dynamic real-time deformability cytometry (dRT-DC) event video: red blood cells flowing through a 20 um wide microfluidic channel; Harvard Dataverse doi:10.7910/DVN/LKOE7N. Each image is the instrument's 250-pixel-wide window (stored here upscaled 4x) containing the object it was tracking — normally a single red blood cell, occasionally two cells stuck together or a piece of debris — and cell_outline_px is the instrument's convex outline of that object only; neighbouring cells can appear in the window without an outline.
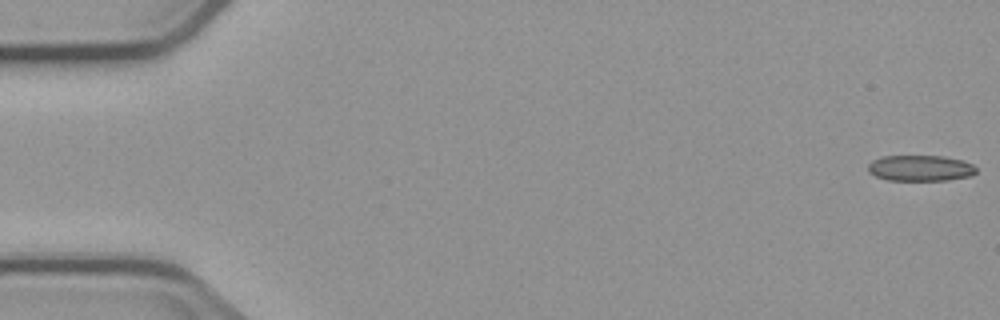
{"species": "common noctule bat (a hibernating species)", "species_latin": "Nyctalus noctula", "temperature_condition": "cold", "stored_images_in_passage": 7, "camera_frame_rate_fps": 3000, "um_per_image_px": 0.085, "animal": {"sex": "male", "body_mass_g": 23.1, "forearm_length_mm": 52.7}, "frame": {"image": 1, "passage_image": 1, "time_ms": 0.0, "image_size_px": [1000, 320], "cell_outline_px": [[976, 172], [972, 176], [948, 180], [888, 180], [876, 176], [868, 172], [868, 164], [872, 160], [880, 156], [944, 156], [960, 160], [972, 164], [976, 168]], "centroid_in_image_um": [78.21, 14.29], "position_along_channel_um": 6.8, "area_um2": 16.36}}
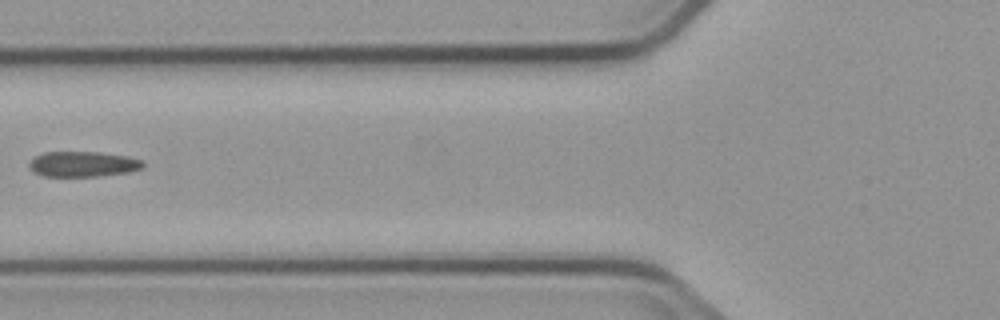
{"frame": {"image": 2, "passage_image": 6, "time_ms": 7.0, "image_size_px": [1000, 320], "cell_outline_px": [[144, 164], [140, 168], [128, 172], [96, 176], [44, 176], [28, 168], [28, 164], [36, 156], [44, 152], [100, 152], [128, 156], [144, 160]], "centroid_in_image_um": [7.06, 13.94], "position_along_channel_um": 118.7, "area_um2": 16.7}}
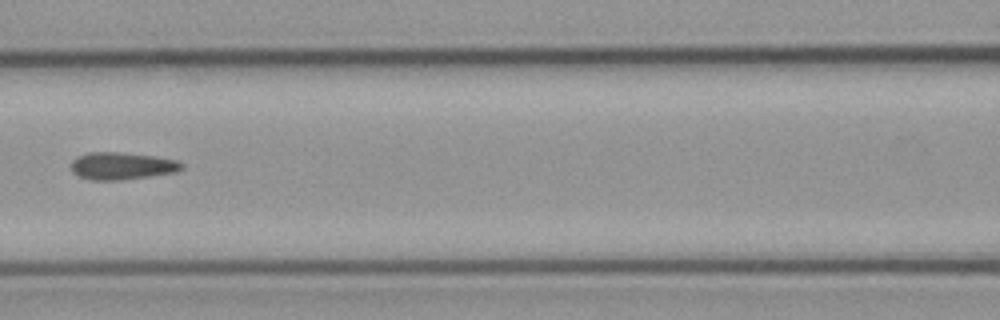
{"frame": {"image": 3, "passage_image": 7, "time_ms": 8.0, "image_size_px": [1000, 320], "cell_outline_px": [[184, 168], [176, 172], [120, 180], [88, 180], [72, 172], [72, 160], [76, 156], [88, 152], [116, 152], [152, 156], [176, 160], [184, 164]], "centroid_in_image_um": [10.34, 14.1], "position_along_channel_um": 156.3, "area_um2": 17.51}}